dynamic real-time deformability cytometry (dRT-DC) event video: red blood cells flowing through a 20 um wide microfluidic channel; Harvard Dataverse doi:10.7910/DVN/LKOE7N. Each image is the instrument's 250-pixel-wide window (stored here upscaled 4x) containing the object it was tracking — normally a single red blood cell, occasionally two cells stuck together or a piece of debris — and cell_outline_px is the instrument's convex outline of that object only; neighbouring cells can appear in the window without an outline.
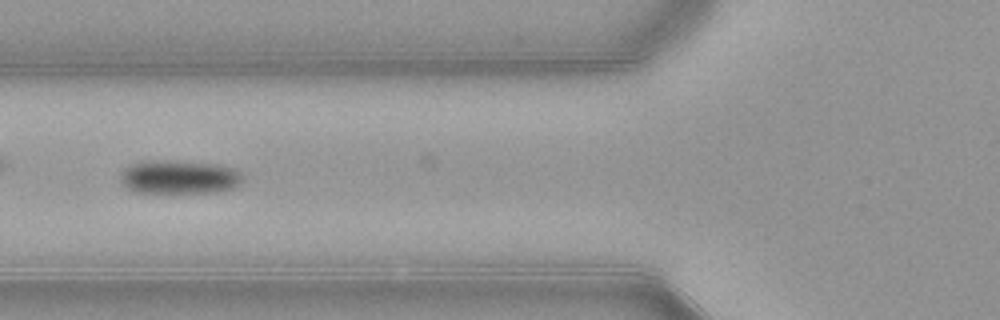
{"species": "common noctule bat (a hibernating species)", "species_latin": "Nyctalus noctula", "temperature_condition": "warm", "stored_images_in_passage": 53, "camera_frame_rate_fps": 3000, "um_per_image_px": 0.085, "animal": {"sex": "female", "body_mass_g": 21.9}, "frame": {"image": 1, "passage_image": 20, "time_ms": 6.333, "image_size_px": [1000, 320], "cell_outline_px": [[240, 184], [232, 188], [216, 192], [168, 196], [136, 192], [128, 188], [120, 180], [120, 176], [124, 168], [132, 164], [164, 160], [216, 164], [232, 168], [240, 172]], "centroid_in_image_um": [15.2, 15.12], "position_along_channel_um": 110.6, "area_um2": 24.57}}
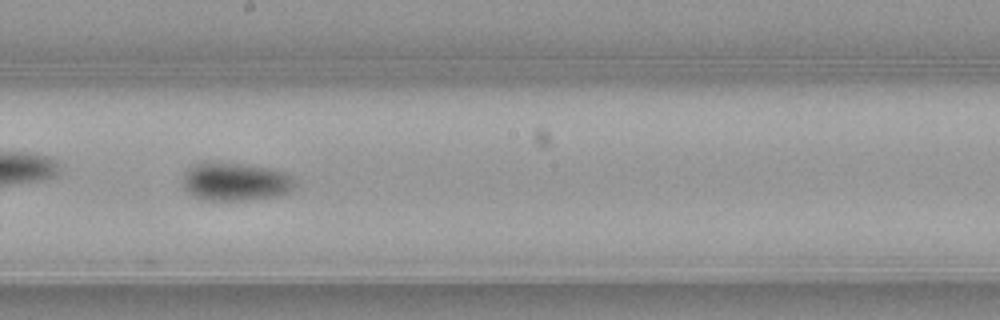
{"frame": {"image": 2, "passage_image": 29, "time_ms": 9.333, "image_size_px": [1000, 320], "cell_outline_px": [[296, 184], [288, 192], [276, 196], [244, 200], [200, 200], [192, 196], [180, 184], [188, 168], [192, 164], [208, 160], [216, 160], [244, 164], [268, 168], [284, 172]], "centroid_in_image_um": [19.9, 15.42], "position_along_channel_um": 228.3, "area_um2": 25.37}}
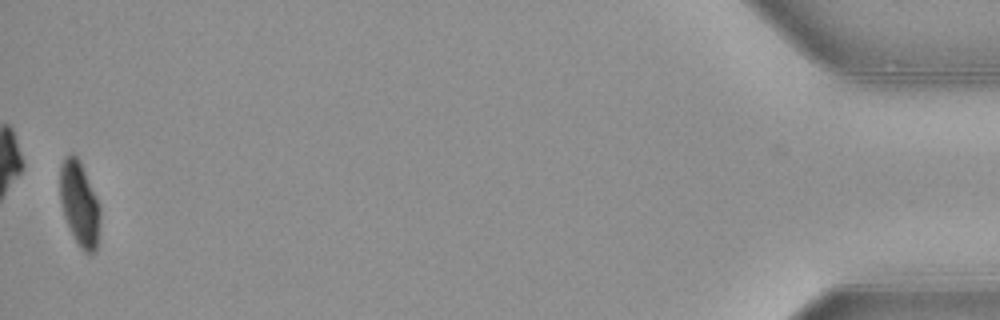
{"frame": {"image": 3, "passage_image": 52, "time_ms": 17.0, "image_size_px": [1000, 320], "cell_outline_px": [[100, 216], [96, 252], [84, 252], [80, 248], [64, 216], [60, 200], [60, 168], [64, 160], [68, 156], [76, 156], [80, 160], [96, 196], [100, 208]], "centroid_in_image_um": [6.76, 17.34], "position_along_channel_um": 428.4, "area_um2": 19.36}, "authors_computed_cell_mechanics": {"area_um2": 21.5016, "velocity_mm_per_s": 3.9086, "shape_relaxation_time_tau1_ms": 2.1396, "shape_relaxation_time_tau2_ms": null, "deformation_change_tau1": 0.1197, "deformation_change_tau2": null}}